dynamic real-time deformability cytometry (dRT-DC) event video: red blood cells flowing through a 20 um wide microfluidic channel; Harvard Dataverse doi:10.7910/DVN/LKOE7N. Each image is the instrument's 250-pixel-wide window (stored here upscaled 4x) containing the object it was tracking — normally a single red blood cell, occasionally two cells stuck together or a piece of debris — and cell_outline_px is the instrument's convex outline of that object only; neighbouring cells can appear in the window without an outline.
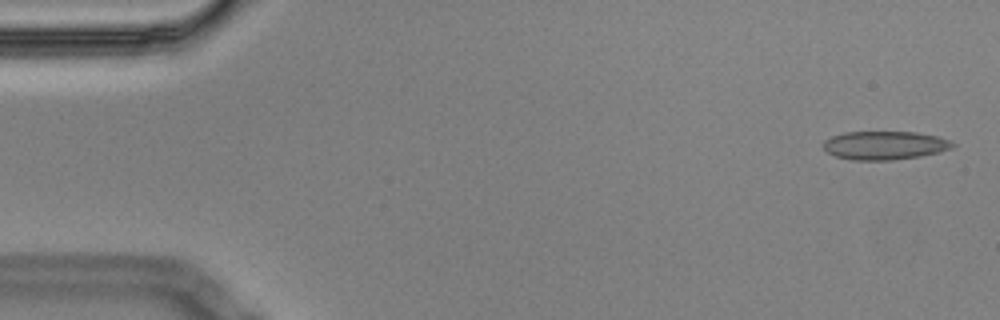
{"species": "Egyptian fruit bat (a non-hibernating species)", "species_latin": "Rousettus aegyptiacus", "temperature_condition": "cold", "stored_images_in_passage": 5, "camera_frame_rate_fps": 3000, "um_per_image_px": 0.085, "animal": {"sex": "male"}, "frame": {"image": 1, "passage_image": 1, "time_ms": 0.0, "image_size_px": [1000, 320], "cell_outline_px": [[956, 144], [952, 148], [940, 152], [920, 156], [892, 160], [852, 160], [836, 156], [828, 152], [824, 148], [824, 140], [832, 136], [844, 132], [916, 132], [936, 136], [948, 140]], "centroid_in_image_um": [75.2, 12.35], "position_along_channel_um": 9.8, "area_um2": 21.39}}
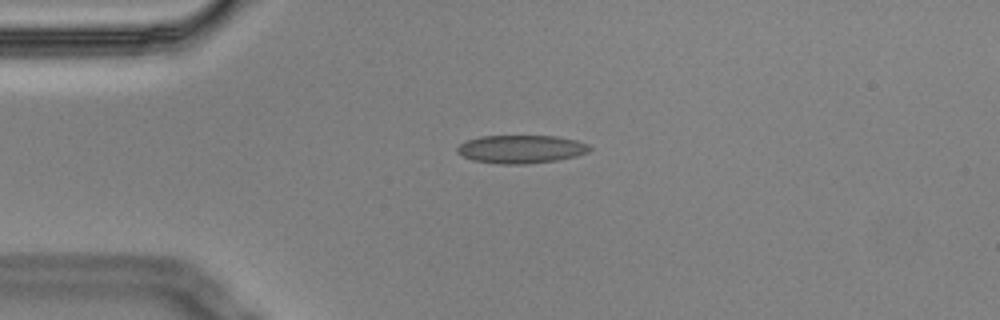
{"frame": {"image": 2, "passage_image": 4, "time_ms": 1.0, "image_size_px": [1000, 320], "cell_outline_px": [[592, 148], [588, 152], [576, 156], [556, 160], [524, 164], [500, 164], [472, 160], [456, 152], [456, 148], [460, 144], [468, 140], [480, 136], [556, 136], [576, 140], [588, 144]], "centroid_in_image_um": [44.29, 12.67], "position_along_channel_um": 40.7, "area_um2": 21.68}}